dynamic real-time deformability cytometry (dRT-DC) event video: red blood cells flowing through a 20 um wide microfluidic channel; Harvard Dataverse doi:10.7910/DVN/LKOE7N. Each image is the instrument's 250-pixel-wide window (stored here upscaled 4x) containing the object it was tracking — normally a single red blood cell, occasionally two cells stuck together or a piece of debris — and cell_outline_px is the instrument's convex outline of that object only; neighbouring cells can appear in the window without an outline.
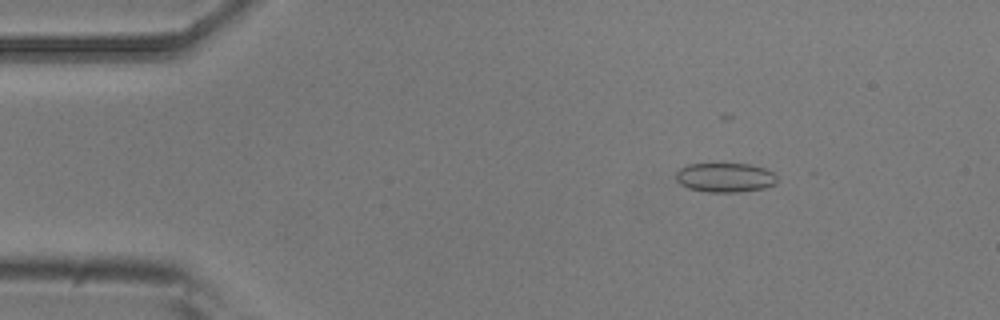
{"species": "common noctule bat (a hibernating species)", "species_latin": "Nyctalus noctula", "temperature_condition": "room temperature", "stored_images_in_passage": 4, "camera_frame_rate_fps": 3000, "um_per_image_px": 0.085, "animal": {"sex": "male", "body_mass_g": 20.5, "forearm_length_mm": 52.5}, "frame": {"image": 1, "passage_image": 2, "time_ms": 2.0, "image_size_px": [1000, 320], "cell_outline_px": [[776, 184], [768, 188], [740, 192], [708, 192], [688, 188], [680, 184], [676, 180], [676, 172], [680, 168], [688, 164], [748, 164], [764, 168], [772, 172], [776, 176]], "centroid_in_image_um": [61.64, 15.1], "position_along_channel_um": 23.4, "area_um2": 17.4}}
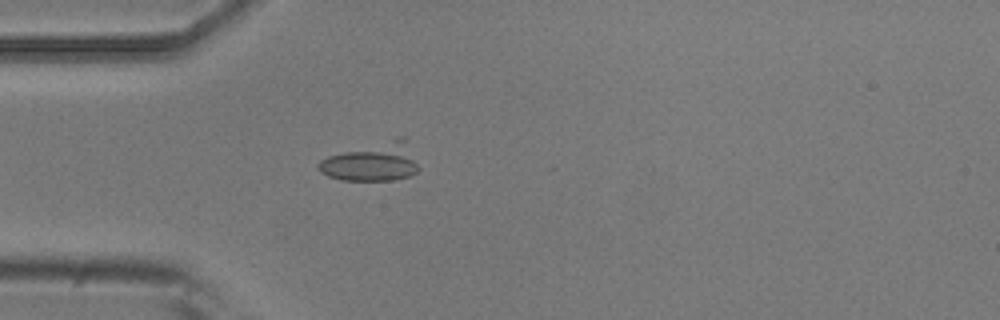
{"frame": {"image": 2, "passage_image": 4, "time_ms": 4.333, "image_size_px": [1000, 320], "cell_outline_px": [[420, 168], [416, 172], [408, 176], [396, 180], [340, 180], [328, 176], [320, 172], [316, 164], [320, 160], [328, 156], [396, 136], [404, 136]], "centroid_in_image_um": [31.64, 13.75], "position_along_channel_um": 53.4, "area_um2": 22.6}}